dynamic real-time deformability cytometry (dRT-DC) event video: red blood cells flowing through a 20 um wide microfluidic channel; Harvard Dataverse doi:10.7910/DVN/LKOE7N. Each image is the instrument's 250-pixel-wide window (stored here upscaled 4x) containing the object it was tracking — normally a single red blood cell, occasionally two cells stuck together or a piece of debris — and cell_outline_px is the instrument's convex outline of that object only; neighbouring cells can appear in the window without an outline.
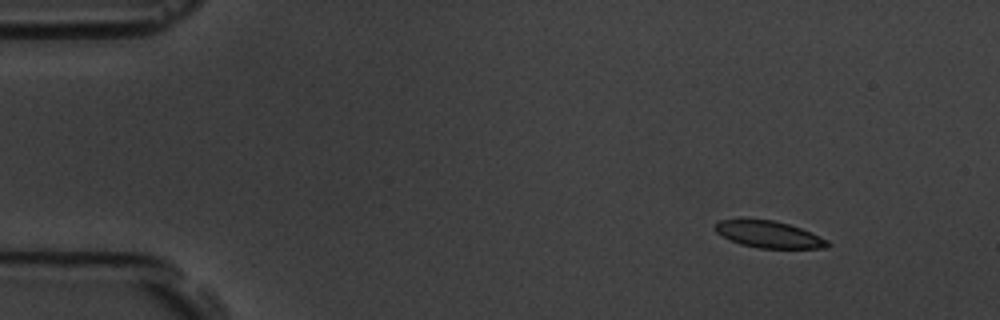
{"species": "common noctule bat (a hibernating species)", "species_latin": "Nyctalus noctula", "temperature_condition": "room temperature", "stored_images_in_passage": 4, "camera_frame_rate_fps": 3000, "um_per_image_px": 0.085, "animal": {"sex": "male", "body_mass_g": 19.5, "forearm_length_mm": 54.6}, "frame": {"image": 1, "passage_image": 1, "time_ms": 0.0, "image_size_px": [1000, 320], "cell_outline_px": [[832, 244], [828, 248], [760, 248], [740, 244], [716, 232], [716, 224], [720, 220], [772, 220], [788, 224], [800, 228], [820, 236], [828, 240]], "centroid_in_image_um": [65.43, 19.94], "position_along_channel_um": 19.6, "area_um2": 17.17}}
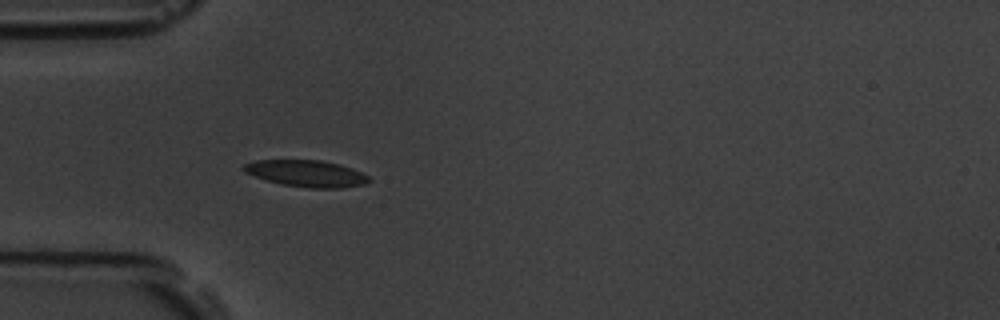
{"frame": {"image": 2, "passage_image": 4, "time_ms": 3.667, "image_size_px": [1000, 320], "cell_outline_px": [[372, 180], [364, 184], [340, 188], [308, 188], [280, 184], [244, 172], [240, 168], [244, 164], [256, 160], [320, 160], [352, 168], [368, 176]], "centroid_in_image_um": [26.03, 14.75], "position_along_channel_um": 59.0, "area_um2": 19.31}}